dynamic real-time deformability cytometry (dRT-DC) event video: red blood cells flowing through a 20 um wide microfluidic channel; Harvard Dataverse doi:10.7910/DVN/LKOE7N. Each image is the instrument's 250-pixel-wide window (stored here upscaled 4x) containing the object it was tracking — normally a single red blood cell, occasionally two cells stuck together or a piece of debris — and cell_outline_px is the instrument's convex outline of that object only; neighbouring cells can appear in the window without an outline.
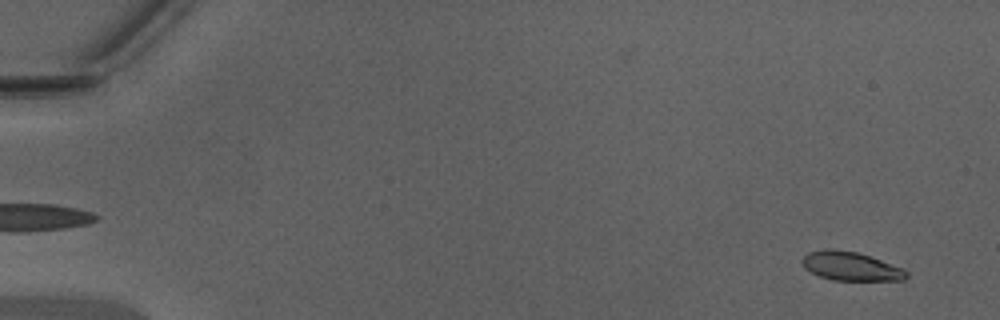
{"species": "Egyptian fruit bat (a non-hibernating species)", "species_latin": "Rousettus aegyptiacus", "temperature_condition": "warm", "stored_images_in_passage": 48, "camera_frame_rate_fps": 3000, "um_per_image_px": 0.085, "animal": {"sex": "male"}, "frame": {"image": 1, "passage_image": 3, "time_ms": 0.667, "image_size_px": [1000, 320], "cell_outline_px": [[908, 276], [904, 280], [832, 280], [820, 276], [804, 268], [804, 256], [808, 252], [828, 248], [832, 248], [856, 252], [872, 256], [904, 268], [908, 272]], "centroid_in_image_um": [72.37, 22.62], "position_along_channel_um": 12.6, "area_um2": 17.51}}
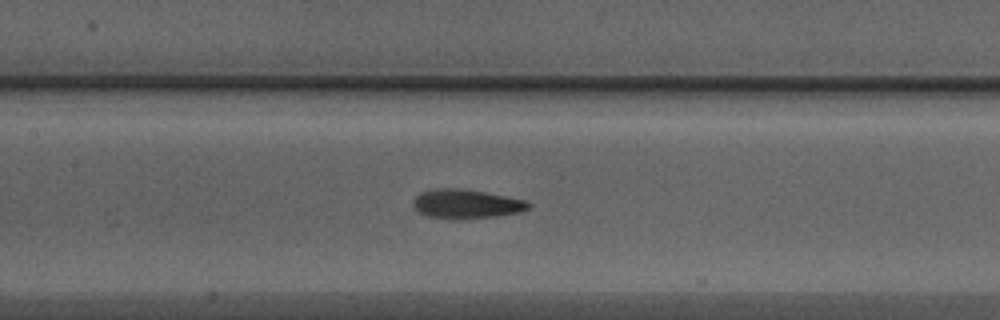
{"frame": {"image": 2, "passage_image": 24, "time_ms": 7.667, "image_size_px": [1000, 320], "cell_outline_px": [[532, 208], [520, 212], [492, 216], [460, 220], [456, 220], [428, 216], [420, 212], [412, 204], [412, 200], [420, 192], [436, 188], [460, 188], [484, 192], [528, 200], [532, 204]], "centroid_in_image_um": [39.65, 17.33], "position_along_channel_um": 167.7, "area_um2": 19.77}}
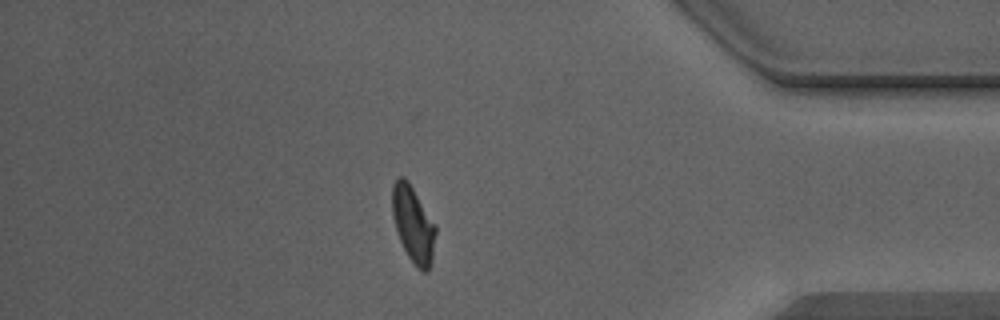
{"frame": {"image": 3, "passage_image": 42, "time_ms": 13.667, "image_size_px": [1000, 320], "cell_outline_px": [[436, 232], [432, 260], [428, 272], [420, 272], [416, 268], [408, 256], [400, 240], [392, 216], [392, 188], [396, 180], [400, 176], [404, 176], [408, 180], [436, 224]], "centroid_in_image_um": [35.14, 19.08], "position_along_channel_um": 400.1, "area_um2": 19.42}, "authors_computed_cell_mechanics": {"area_um2": 18.7561, "velocity_mm_per_s": 4.38, "shape_relaxation_time_tau1_ms": 4.2009, "shape_relaxation_time_tau2_ms": 1.5681, "deformation_change_tau1": 0.1888, "deformation_change_tau2": 0.0642}}